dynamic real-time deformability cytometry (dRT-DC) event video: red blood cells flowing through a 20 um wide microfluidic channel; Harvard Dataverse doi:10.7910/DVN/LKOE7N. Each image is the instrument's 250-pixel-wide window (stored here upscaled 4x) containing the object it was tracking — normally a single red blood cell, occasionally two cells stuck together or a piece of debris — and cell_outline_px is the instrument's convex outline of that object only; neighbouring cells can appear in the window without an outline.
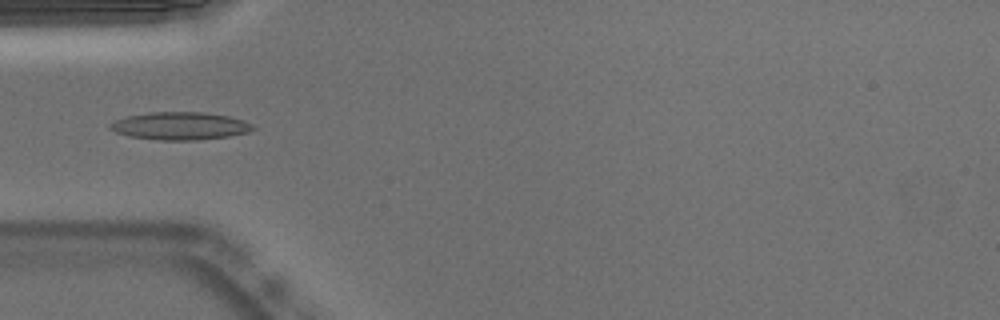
{"species": "Egyptian fruit bat (a non-hibernating species)", "species_latin": "Rousettus aegyptiacus", "temperature_condition": "warm", "stored_images_in_passage": 52, "camera_frame_rate_fps": 3000, "um_per_image_px": 0.085, "animal": {"sex": "male"}, "frame": {"image": 1, "passage_image": 16, "time_ms": 5.0, "image_size_px": [1000, 320], "cell_outline_px": [[256, 128], [248, 132], [228, 136], [196, 140], [160, 140], [128, 136], [116, 132], [108, 128], [108, 124], [116, 120], [128, 116], [148, 112], [204, 112], [228, 116], [244, 120], [252, 124]], "centroid_in_image_um": [15.3, 10.7], "position_along_channel_um": 69.7, "area_um2": 23.06}}
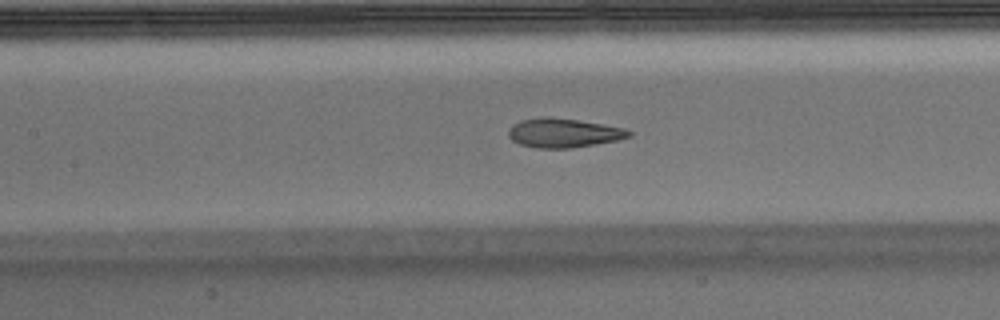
{"frame": {"image": 2, "passage_image": 23, "time_ms": 7.333, "image_size_px": [1000, 320], "cell_outline_px": [[632, 136], [616, 140], [596, 144], [572, 148], [536, 148], [520, 144], [512, 140], [508, 136], [508, 132], [512, 124], [520, 120], [540, 116], [548, 116], [576, 120], [624, 128], [632, 132]], "centroid_in_image_um": [47.86, 11.29], "position_along_channel_um": 159.5, "area_um2": 20.46}, "authors_computed_cell_mechanics": {"area_um2": 20.5768, "velocity_mm_per_s": 3.7742, "shape_relaxation_time_tau1_ms": null, "shape_relaxation_time_tau2_ms": 1.4893, "deformation_change_tau1": null, "deformation_change_tau2": 0.0996}}